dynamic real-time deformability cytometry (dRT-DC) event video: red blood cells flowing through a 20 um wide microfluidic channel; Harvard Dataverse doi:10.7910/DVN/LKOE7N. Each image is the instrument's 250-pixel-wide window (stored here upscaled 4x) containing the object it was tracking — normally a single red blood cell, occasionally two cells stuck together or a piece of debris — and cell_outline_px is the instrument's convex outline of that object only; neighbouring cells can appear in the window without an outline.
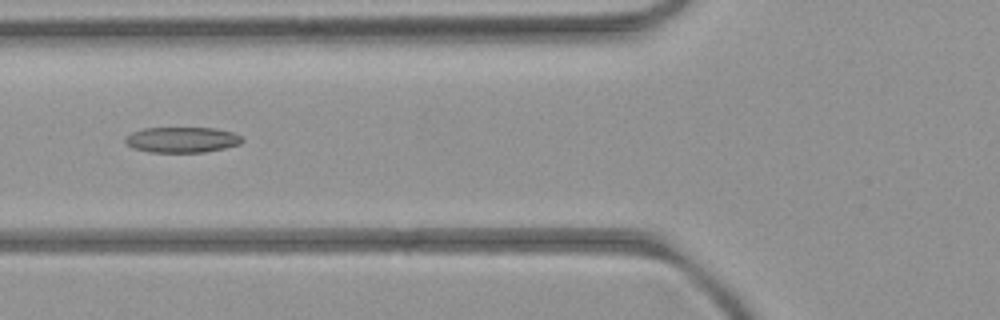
{"species": "common noctule bat (a hibernating species)", "species_latin": "Nyctalus noctula", "temperature_condition": "room temperature", "stored_images_in_passage": 5, "camera_frame_rate_fps": 3000, "um_per_image_px": 0.085, "animal": {"sex": "female", "body_mass_g": 21.9}, "frame": {"image": 1, "passage_image": 4, "time_ms": 3.333, "image_size_px": [1000, 320], "cell_outline_px": [[244, 140], [240, 144], [224, 148], [204, 152], [148, 152], [132, 148], [124, 140], [124, 136], [132, 132], [144, 128], [216, 128], [232, 132], [240, 136]], "centroid_in_image_um": [15.44, 11.88], "position_along_channel_um": 110.4, "area_um2": 17.46}}
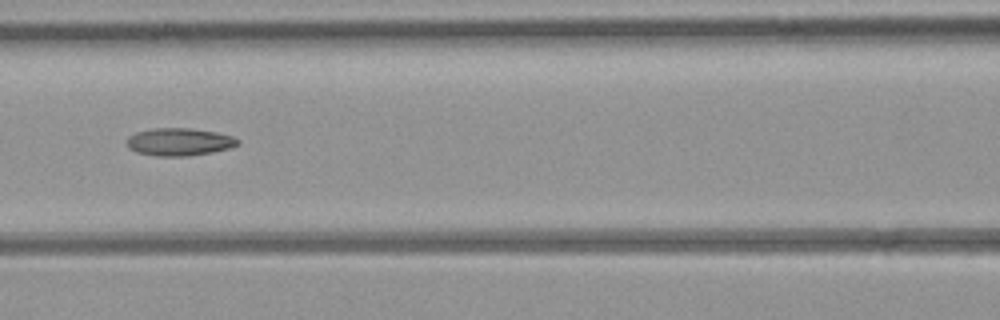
{"frame": {"image": 2, "passage_image": 5, "time_ms": 4.333, "image_size_px": [1000, 320], "cell_outline_px": [[240, 144], [228, 148], [212, 152], [188, 156], [156, 156], [136, 152], [128, 148], [128, 136], [136, 132], [156, 128], [192, 128], [216, 132], [232, 136], [240, 140]], "centroid_in_image_um": [15.25, 12.06], "position_along_channel_um": 151.4, "area_um2": 17.86}}